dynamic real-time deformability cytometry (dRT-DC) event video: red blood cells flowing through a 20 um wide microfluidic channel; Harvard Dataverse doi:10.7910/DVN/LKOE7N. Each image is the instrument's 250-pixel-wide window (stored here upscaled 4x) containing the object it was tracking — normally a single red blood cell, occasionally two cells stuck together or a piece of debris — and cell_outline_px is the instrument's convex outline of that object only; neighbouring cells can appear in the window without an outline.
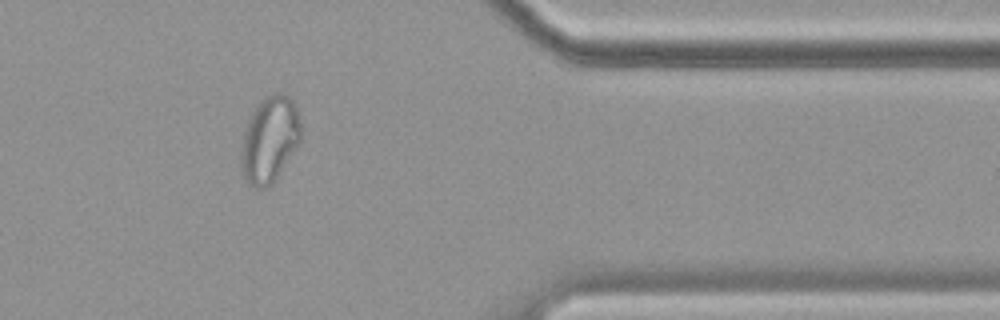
{"species": "common noctule bat (a hibernating species)", "species_latin": "Nyctalus noctula", "temperature_condition": "cold", "stored_images_in_passage": 51, "camera_frame_rate_fps": 3000, "um_per_image_px": 0.085, "animal": {"sex": "female", "body_mass_g": 19.9}, "frame": {"image": 1, "passage_image": 44, "time_ms": 14.333, "image_size_px": [1000, 320], "cell_outline_px": [[300, 140], [272, 184], [264, 188], [256, 188], [244, 180], [240, 160], [244, 136], [252, 112], [264, 96], [276, 92], [280, 92], [288, 96], [292, 100], [296, 108], [300, 120]], "centroid_in_image_um": [22.91, 11.85], "position_along_channel_um": 388.5, "area_um2": 29.42}}